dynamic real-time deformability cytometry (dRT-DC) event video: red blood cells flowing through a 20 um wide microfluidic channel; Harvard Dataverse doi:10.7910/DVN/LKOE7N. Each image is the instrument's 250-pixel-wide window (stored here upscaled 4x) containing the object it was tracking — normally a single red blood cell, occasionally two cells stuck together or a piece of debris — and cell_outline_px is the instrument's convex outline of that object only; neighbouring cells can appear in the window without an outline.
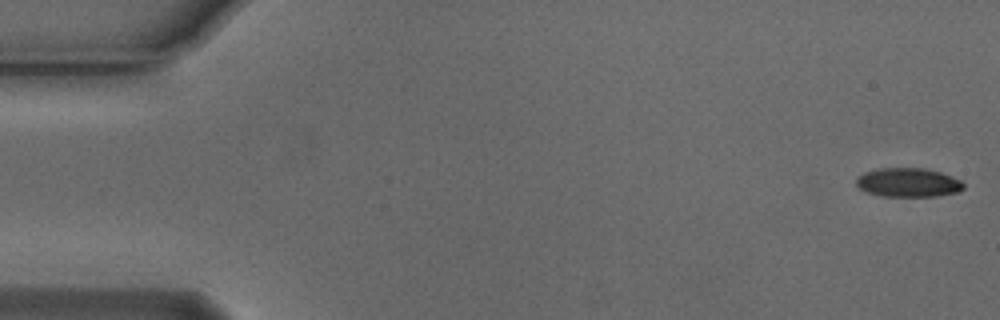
{"species": "Egyptian fruit bat (a non-hibernating species)", "species_latin": "Rousettus aegyptiacus", "temperature_condition": "cold", "stored_images_in_passage": 14, "camera_frame_rate_fps": 3000, "um_per_image_px": 0.085, "animal": {"sex": "male"}, "frame": {"image": 1, "passage_image": 1, "time_ms": 0.0, "image_size_px": [1000, 320], "cell_outline_px": [[964, 188], [960, 192], [936, 196], [884, 196], [868, 192], [860, 188], [856, 184], [856, 176], [864, 172], [876, 168], [924, 168], [940, 172], [952, 176], [960, 180], [964, 184]], "centroid_in_image_um": [77.2, 15.5], "position_along_channel_um": 7.8, "area_um2": 18.21}}
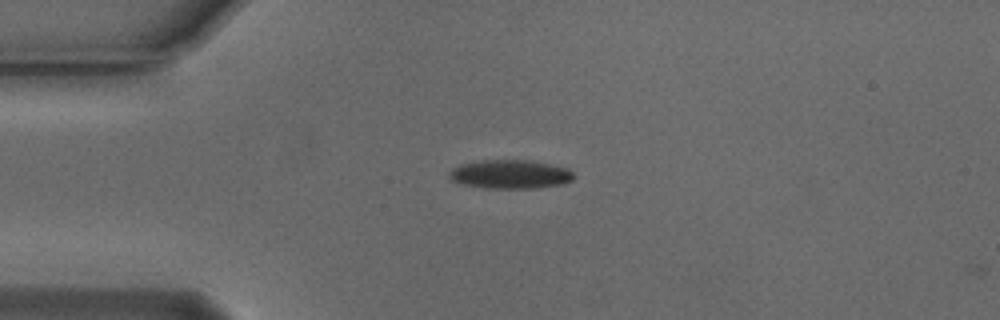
{"frame": {"image": 2, "passage_image": 13, "time_ms": 4.0, "image_size_px": [1000, 320], "cell_outline_px": [[576, 176], [572, 180], [564, 184], [532, 188], [488, 188], [464, 184], [452, 180], [448, 176], [448, 172], [452, 168], [460, 164], [476, 160], [532, 160], [568, 168]], "centroid_in_image_um": [43.38, 14.8], "position_along_channel_um": 41.6, "area_um2": 21.04}}